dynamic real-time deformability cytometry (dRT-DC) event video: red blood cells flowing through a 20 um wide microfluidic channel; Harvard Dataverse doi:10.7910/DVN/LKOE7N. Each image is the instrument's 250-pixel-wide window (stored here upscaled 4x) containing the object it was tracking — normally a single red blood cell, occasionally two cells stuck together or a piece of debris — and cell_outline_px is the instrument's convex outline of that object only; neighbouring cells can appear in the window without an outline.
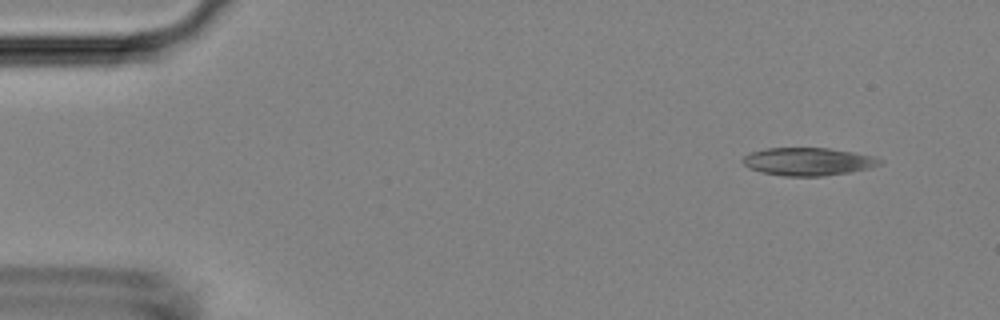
{"species": "Egyptian fruit bat (a non-hibernating species)", "species_latin": "Rousettus aegyptiacus", "temperature_condition": "room temperature", "stored_images_in_passage": 3, "camera_frame_rate_fps": 3000, "um_per_image_px": 0.085, "animal": {"sex": "female"}, "frame": {"image": 1, "passage_image": 1, "time_ms": 0.0, "image_size_px": [1000, 320], "cell_outline_px": [[884, 164], [872, 168], [824, 176], [784, 176], [760, 172], [748, 168], [740, 160], [748, 152], [768, 148], [828, 148], [876, 156], [884, 160]], "centroid_in_image_um": [68.71, 13.73], "position_along_channel_um": 16.3, "area_um2": 22.6}}
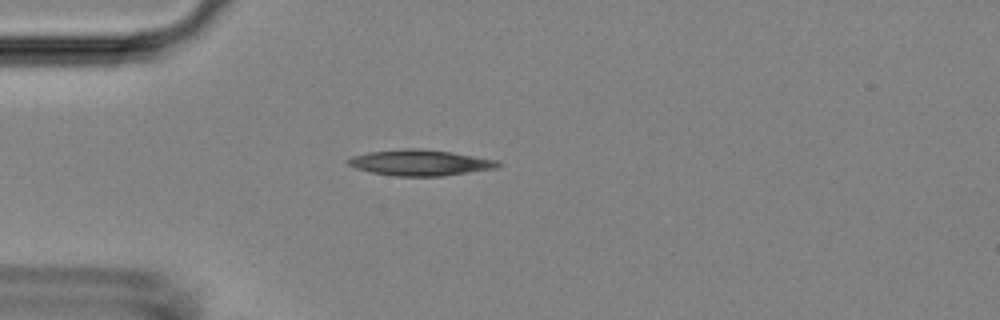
{"frame": {"image": 2, "passage_image": 3, "time_ms": 3.0, "image_size_px": [1000, 320], "cell_outline_px": [[500, 168], [444, 176], [392, 176], [372, 172], [356, 168], [348, 164], [344, 160], [352, 156], [368, 152], [404, 148], [420, 148], [452, 152], [500, 160]], "centroid_in_image_um": [35.75, 13.82], "position_along_channel_um": 49.3, "area_um2": 22.95}}